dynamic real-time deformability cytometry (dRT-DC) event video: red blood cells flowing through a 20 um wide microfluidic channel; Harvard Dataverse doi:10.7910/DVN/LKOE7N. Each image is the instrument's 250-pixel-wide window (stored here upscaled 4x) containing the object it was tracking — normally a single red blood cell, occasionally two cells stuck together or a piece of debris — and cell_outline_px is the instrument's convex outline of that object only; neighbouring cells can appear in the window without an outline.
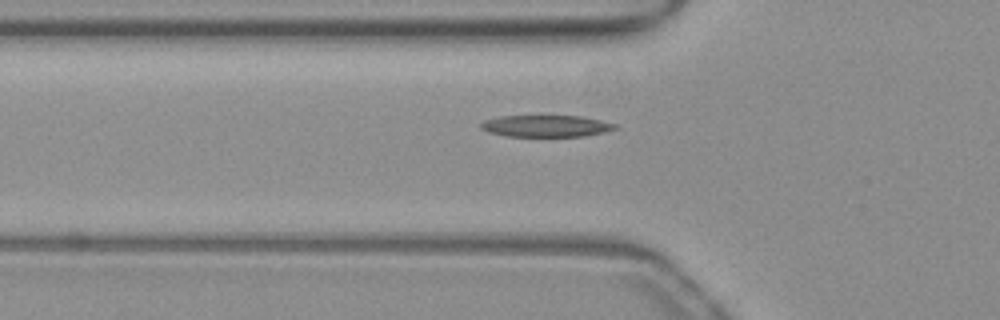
{"species": "common noctule bat (a hibernating species)", "species_latin": "Nyctalus noctula", "temperature_condition": "warm", "stored_images_in_passage": 39, "camera_frame_rate_fps": 3000, "um_per_image_px": 0.085, "animal": {"sex": "female", "body_mass_g": 19.3, "forearm_length_mm": 54.1}, "frame": {"image": 1, "passage_image": 11, "time_ms": 3.333, "image_size_px": [1000, 320], "cell_outline_px": [[620, 128], [604, 132], [584, 136], [504, 136], [488, 132], [480, 128], [480, 124], [484, 120], [500, 116], [580, 116], [600, 120], [616, 124]], "centroid_in_image_um": [46.41, 10.71], "position_along_channel_um": 79.4, "area_um2": 16.99}}
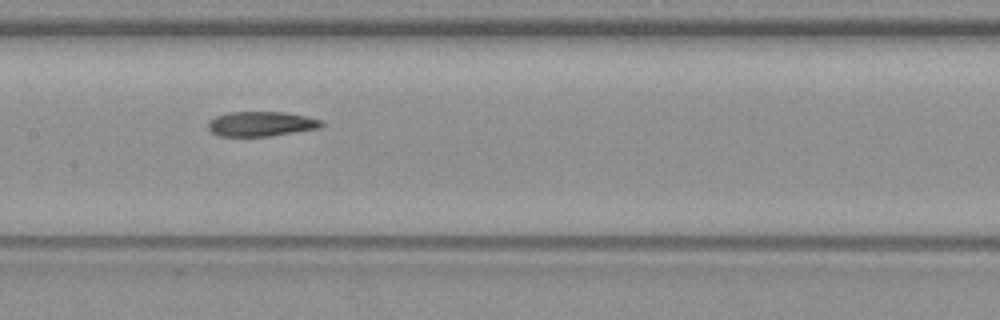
{"frame": {"image": 2, "passage_image": 19, "time_ms": 6.0, "image_size_px": [1000, 320], "cell_outline_px": [[324, 124], [320, 128], [268, 136], [220, 136], [212, 132], [208, 128], [208, 124], [216, 116], [228, 112], [284, 112], [304, 116], [320, 120]], "centroid_in_image_um": [22.19, 10.53], "position_along_channel_um": 185.2, "area_um2": 16.13}}
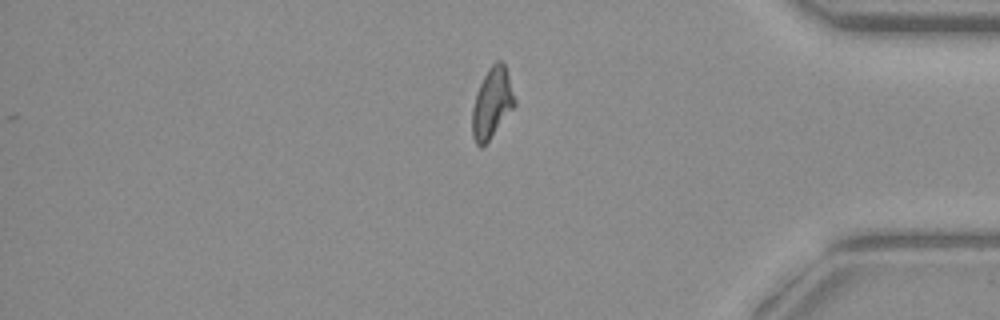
{"frame": {"image": 3, "passage_image": 37, "time_ms": 12.0, "image_size_px": [1000, 320], "cell_outline_px": [[516, 104], [488, 140], [480, 148], [476, 144], [472, 136], [472, 108], [476, 92], [488, 68], [496, 60], [500, 60], [504, 64], [516, 100]], "centroid_in_image_um": [41.8, 8.75], "position_along_channel_um": 393.4, "area_um2": 17.11}}